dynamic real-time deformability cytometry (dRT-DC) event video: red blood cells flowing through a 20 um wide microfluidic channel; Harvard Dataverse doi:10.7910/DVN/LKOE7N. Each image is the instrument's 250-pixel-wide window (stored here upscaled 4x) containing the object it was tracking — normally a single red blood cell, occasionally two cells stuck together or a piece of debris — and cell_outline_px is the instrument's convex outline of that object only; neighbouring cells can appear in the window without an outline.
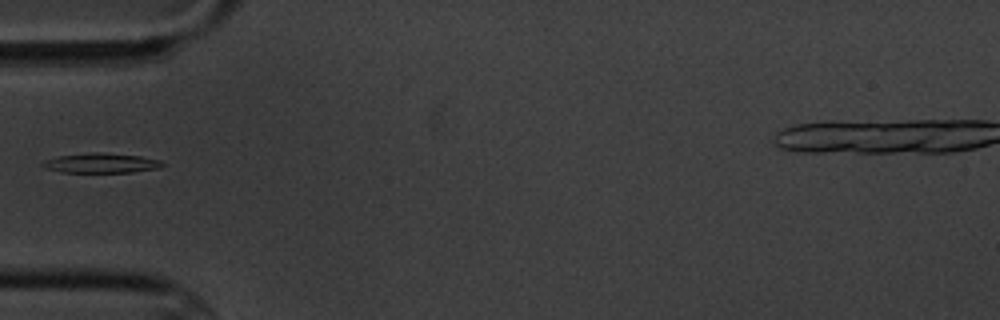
{"species": "common noctule bat (a hibernating species)", "species_latin": "Nyctalus noctula", "temperature_condition": "cold", "stored_images_in_passage": 3, "camera_frame_rate_fps": 3000, "um_per_image_px": 0.085, "animal": {"sex": "male", "body_mass_g": 20.1, "forearm_length_mm": 53.5}, "frame": {"image": 1, "passage_image": 3, "time_ms": 2.333, "image_size_px": [1000, 320], "cell_outline_px": [[164, 164], [160, 168], [132, 172], [60, 172], [44, 168], [40, 164], [44, 160], [60, 156], [92, 152], [96, 152], [140, 156], [160, 160]], "centroid_in_image_um": [8.58, 13.86], "position_along_channel_um": 76.4, "area_um2": 13.7}}